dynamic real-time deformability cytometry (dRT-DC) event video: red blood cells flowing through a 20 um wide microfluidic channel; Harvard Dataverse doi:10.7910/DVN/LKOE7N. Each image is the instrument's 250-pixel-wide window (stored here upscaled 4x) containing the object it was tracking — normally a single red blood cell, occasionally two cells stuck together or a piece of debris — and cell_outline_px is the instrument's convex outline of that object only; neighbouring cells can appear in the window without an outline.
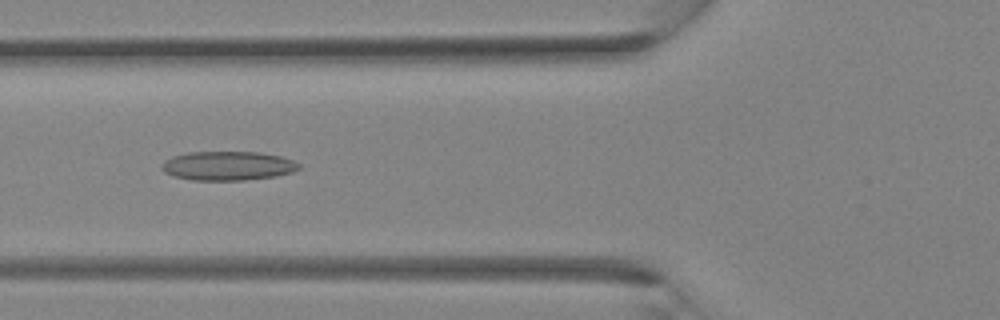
{"species": "Egyptian fruit bat (a non-hibernating species)", "species_latin": "Rousettus aegyptiacus", "temperature_condition": "room temperature", "stored_images_in_passage": 16, "camera_frame_rate_fps": 3000, "um_per_image_px": 0.085, "animal": {"sex": "female"}, "frame": {"image": 1, "passage_image": 5, "time_ms": 1.333, "image_size_px": [1000, 320], "cell_outline_px": [[300, 168], [292, 172], [276, 176], [244, 180], [192, 180], [172, 176], [164, 172], [160, 168], [164, 160], [172, 156], [188, 152], [260, 152], [280, 156], [292, 160], [300, 164]], "centroid_in_image_um": [19.33, 14.09], "position_along_channel_um": 106.5, "area_um2": 23.35}}
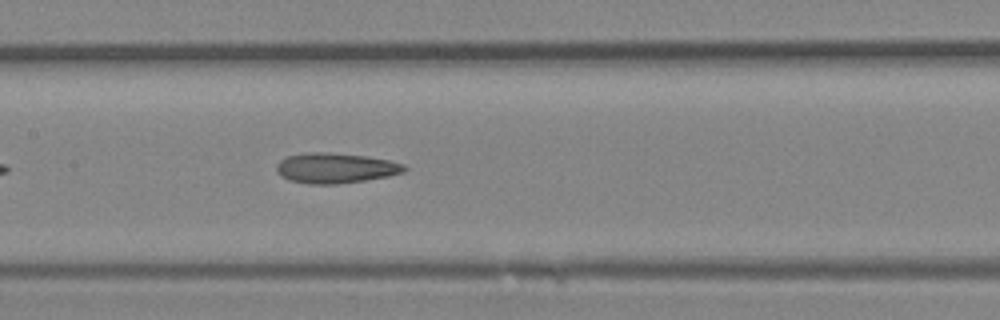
{"frame": {"image": 2, "passage_image": 9, "time_ms": 2.667, "image_size_px": [1000, 320], "cell_outline_px": [[408, 168], [404, 172], [388, 176], [364, 180], [336, 184], [308, 184], [288, 180], [280, 176], [276, 172], [276, 164], [280, 160], [288, 156], [304, 152], [328, 152], [364, 156], [388, 160], [404, 164]], "centroid_in_image_um": [28.47, 14.28], "position_along_channel_um": 178.9, "area_um2": 22.6}}
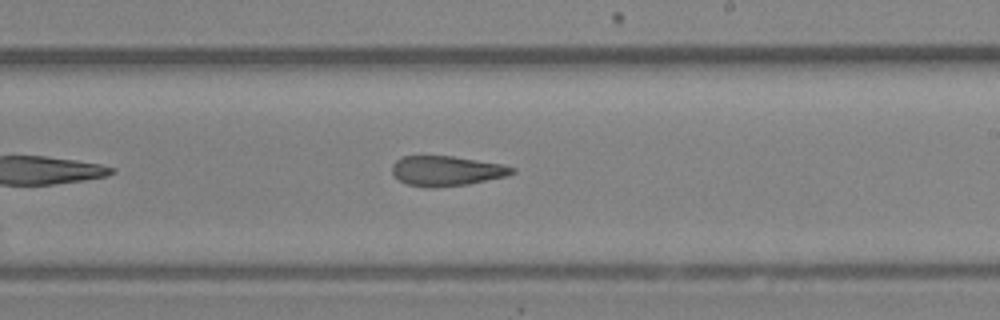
{"frame": {"image": 3, "passage_image": 13, "time_ms": 4.0, "image_size_px": [1000, 320], "cell_outline_px": [[516, 172], [508, 176], [468, 184], [428, 188], [408, 184], [400, 180], [392, 172], [392, 164], [396, 160], [404, 156], [452, 156], [500, 164], [516, 168]], "centroid_in_image_um": [37.97, 14.53], "position_along_channel_um": 251.0, "area_um2": 20.81}}